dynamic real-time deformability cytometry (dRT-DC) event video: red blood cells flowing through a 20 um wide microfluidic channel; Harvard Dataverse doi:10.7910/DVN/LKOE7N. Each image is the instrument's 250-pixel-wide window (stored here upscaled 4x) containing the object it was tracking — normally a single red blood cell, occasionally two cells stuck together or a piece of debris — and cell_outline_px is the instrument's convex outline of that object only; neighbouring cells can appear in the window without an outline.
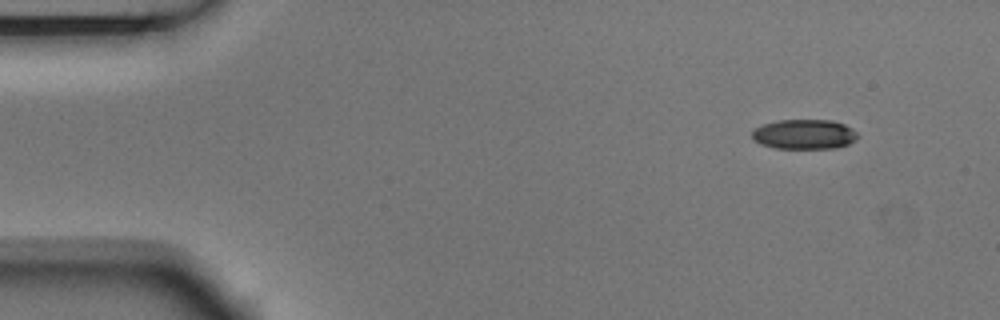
{"species": "Egyptian fruit bat (a non-hibernating species)", "species_latin": "Rousettus aegyptiacus", "temperature_condition": "room temperature", "stored_images_in_passage": 4, "camera_frame_rate_fps": 3000, "um_per_image_px": 0.085, "animal": {"sex": "male"}, "frame": {"image": 1, "passage_image": 1, "time_ms": 0.0, "image_size_px": [1000, 320], "cell_outline_px": [[860, 136], [856, 140], [848, 144], [836, 148], [776, 148], [760, 144], [752, 140], [752, 132], [756, 128], [764, 124], [776, 120], [832, 120], [844, 124], [852, 128]], "centroid_in_image_um": [68.38, 11.41], "position_along_channel_um": 16.6, "area_um2": 18.44}}
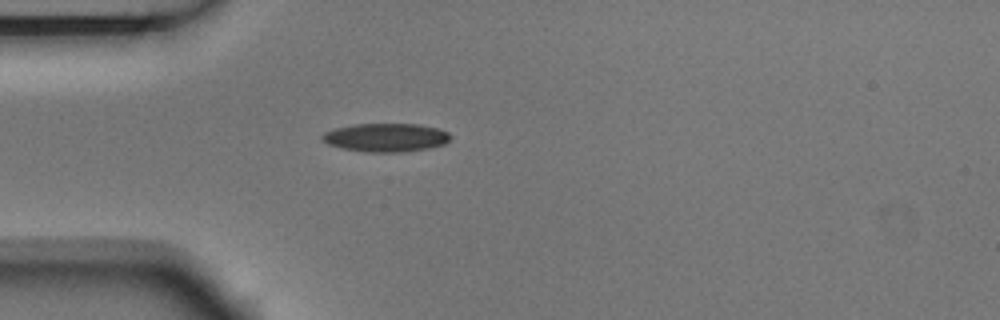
{"frame": {"image": 2, "passage_image": 4, "time_ms": 1.0, "image_size_px": [1000, 320], "cell_outline_px": [[452, 136], [444, 144], [428, 148], [404, 152], [368, 152], [344, 148], [328, 144], [320, 136], [324, 132], [336, 128], [352, 124], [416, 124], [440, 128], [448, 132]], "centroid_in_image_um": [32.82, 11.68], "position_along_channel_um": 52.2, "area_um2": 21.21}}